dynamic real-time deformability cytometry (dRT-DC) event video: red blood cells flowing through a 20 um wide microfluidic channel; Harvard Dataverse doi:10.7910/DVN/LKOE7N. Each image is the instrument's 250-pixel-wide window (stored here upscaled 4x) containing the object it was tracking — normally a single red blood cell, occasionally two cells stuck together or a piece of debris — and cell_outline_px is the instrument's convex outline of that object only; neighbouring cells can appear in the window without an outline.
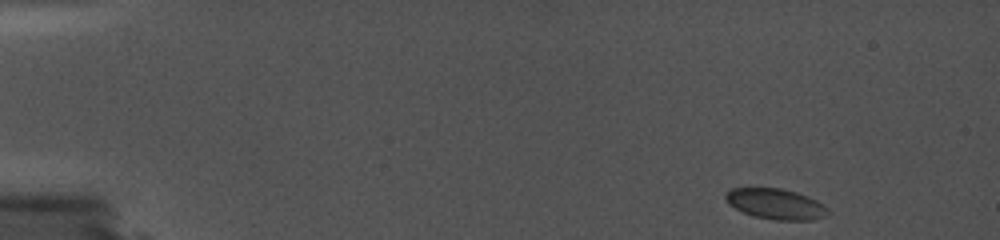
{"species": "common noctule bat (a hibernating species)", "species_latin": "Nyctalus noctula", "temperature_condition": "cold", "stored_images_in_passage": 65, "camera_frame_rate_fps": 5000, "um_per_image_px": 0.085, "animal": {"sex": "female", "body_mass_g": 19.0, "forearm_length_mm": 56.7}, "frame": {"image": 1, "passage_image": 1, "time_ms": 0.0, "image_size_px": [1000, 240], "cell_outline_px": [[832, 216], [812, 220], [776, 220], [752, 216], [728, 204], [724, 200], [724, 196], [732, 188], [780, 188], [804, 196], [828, 208], [832, 212]], "centroid_in_image_um": [65.94, 17.36], "position_along_channel_um": 19.1, "area_um2": 18.09}}
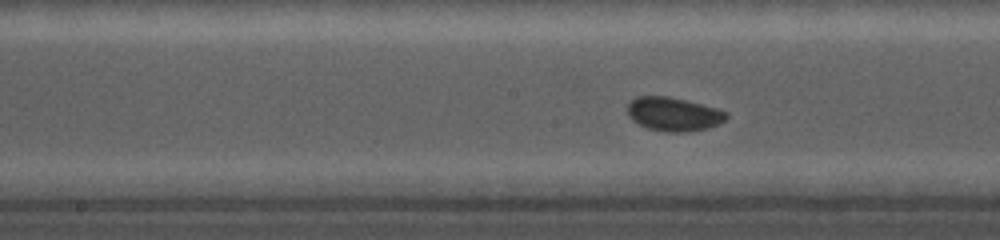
{"frame": {"image": 2, "passage_image": 41, "time_ms": 8.0, "image_size_px": [1000, 240], "cell_outline_px": [[728, 116], [724, 120], [708, 128], [684, 132], [668, 132], [648, 128], [632, 120], [628, 116], [628, 104], [636, 96], [668, 96], [716, 108], [728, 112]], "centroid_in_image_um": [57.23, 9.7], "position_along_channel_um": 191.0, "area_um2": 19.19}}
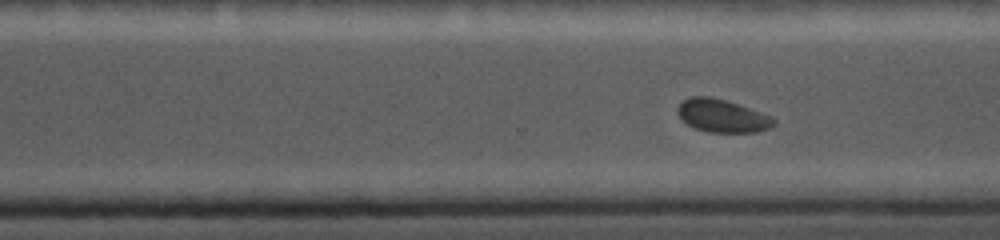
{"frame": {"image": 3, "passage_image": 57, "time_ms": 11.2, "image_size_px": [1000, 240], "cell_outline_px": [[776, 124], [768, 128], [756, 132], [708, 132], [696, 128], [688, 124], [676, 112], [676, 108], [680, 100], [692, 96], [708, 96], [724, 100], [772, 116], [776, 120]], "centroid_in_image_um": [61.36, 9.84], "position_along_channel_um": 309.2, "area_um2": 18.32}}